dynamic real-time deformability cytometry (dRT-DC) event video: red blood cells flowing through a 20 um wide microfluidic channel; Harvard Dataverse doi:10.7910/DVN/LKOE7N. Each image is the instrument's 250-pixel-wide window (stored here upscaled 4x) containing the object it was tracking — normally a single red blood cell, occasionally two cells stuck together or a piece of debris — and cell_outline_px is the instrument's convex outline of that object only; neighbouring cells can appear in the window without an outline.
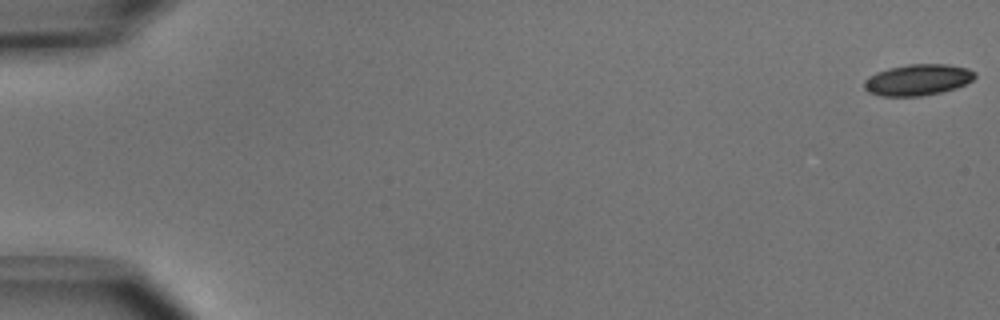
{"species": "common noctule bat (a hibernating species)", "species_latin": "Nyctalus noctula", "temperature_condition": "cold", "stored_images_in_passage": 52, "camera_frame_rate_fps": 3000, "um_per_image_px": 0.085, "animal": {"sex": "male", "body_mass_g": 15.6}, "frame": {"image": 1, "passage_image": 1, "time_ms": 0.0, "image_size_px": [1000, 320], "cell_outline_px": [[976, 76], [972, 80], [956, 88], [940, 92], [920, 96], [880, 96], [868, 92], [864, 88], [864, 80], [868, 76], [876, 72], [888, 68], [908, 64], [948, 64], [968, 68], [976, 72]], "centroid_in_image_um": [77.99, 6.78], "position_along_channel_um": 7.0, "area_um2": 20.23}}
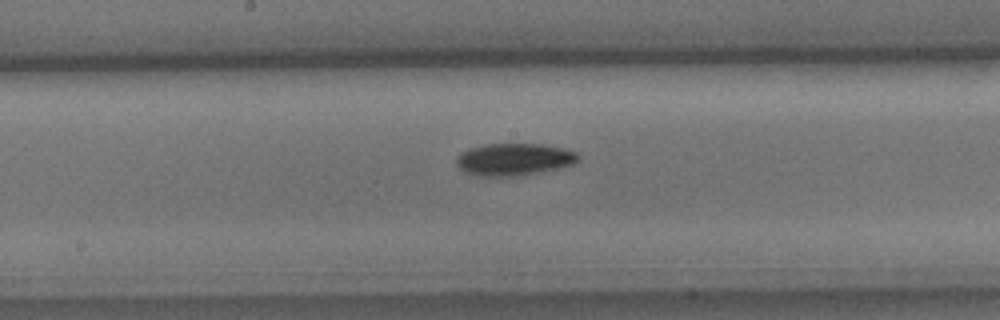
{"frame": {"image": 2, "passage_image": 28, "time_ms": 9.0, "image_size_px": [1000, 320], "cell_outline_px": [[580, 156], [572, 164], [560, 168], [512, 176], [480, 176], [464, 172], [456, 164], [456, 156], [460, 152], [468, 148], [488, 144], [540, 144], [564, 148], [576, 152]], "centroid_in_image_um": [43.65, 13.54], "position_along_channel_um": 204.6, "area_um2": 22.72}}
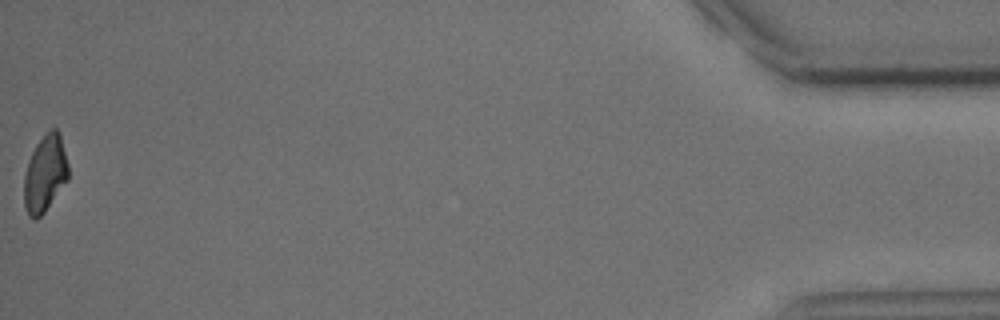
{"frame": {"image": 3, "passage_image": 52, "time_ms": 17.0, "image_size_px": [1000, 320], "cell_outline_px": [[68, 180], [44, 212], [36, 220], [32, 220], [28, 216], [24, 204], [24, 176], [28, 160], [36, 144], [44, 132], [52, 128], [56, 128], [60, 132], [68, 164]], "centroid_in_image_um": [3.82, 14.74], "position_along_channel_um": 431.4, "area_um2": 20.06}, "authors_computed_cell_mechanics": {"area_um2": 21.3282, "velocity_mm_per_s": 3.9527, "shape_relaxation_time_tau1_ms": 2.0048, "shape_relaxation_time_tau2_ms": null, "deformation_change_tau1": 0.1085, "deformation_change_tau2": null}}